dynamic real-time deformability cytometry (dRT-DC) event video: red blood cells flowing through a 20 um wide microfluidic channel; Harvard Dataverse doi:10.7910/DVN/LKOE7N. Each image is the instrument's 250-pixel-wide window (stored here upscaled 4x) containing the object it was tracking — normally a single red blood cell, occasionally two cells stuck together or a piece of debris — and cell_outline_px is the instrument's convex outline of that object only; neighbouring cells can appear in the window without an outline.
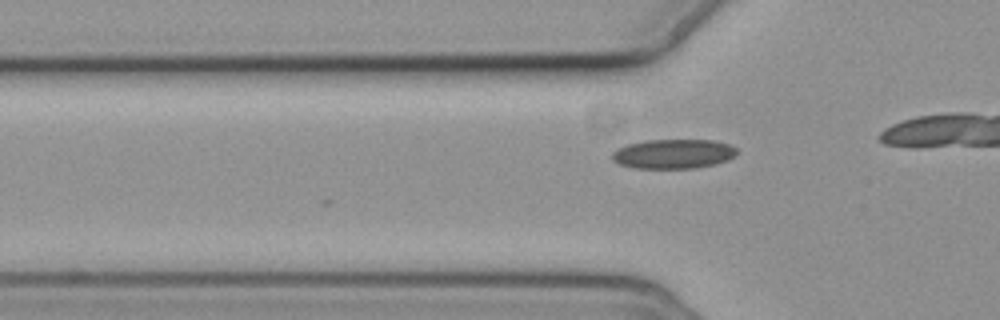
{"species": "common noctule bat (a hibernating species)", "species_latin": "Nyctalus noctula", "temperature_condition": "cold", "stored_images_in_passage": 7, "camera_frame_rate_fps": 3000, "um_per_image_px": 0.085, "animal": {"sex": "female", "body_mass_g": 19.3, "forearm_length_mm": 54.1}, "frame": {"image": 1, "passage_image": 5, "time_ms": 4.333, "image_size_px": [1000, 320], "cell_outline_px": [[736, 156], [728, 160], [696, 168], [636, 168], [620, 164], [612, 160], [612, 152], [616, 148], [628, 144], [648, 140], [716, 140], [728, 144], [736, 148]], "centroid_in_image_um": [57.23, 13.07], "position_along_channel_um": 68.6, "area_um2": 21.39}}